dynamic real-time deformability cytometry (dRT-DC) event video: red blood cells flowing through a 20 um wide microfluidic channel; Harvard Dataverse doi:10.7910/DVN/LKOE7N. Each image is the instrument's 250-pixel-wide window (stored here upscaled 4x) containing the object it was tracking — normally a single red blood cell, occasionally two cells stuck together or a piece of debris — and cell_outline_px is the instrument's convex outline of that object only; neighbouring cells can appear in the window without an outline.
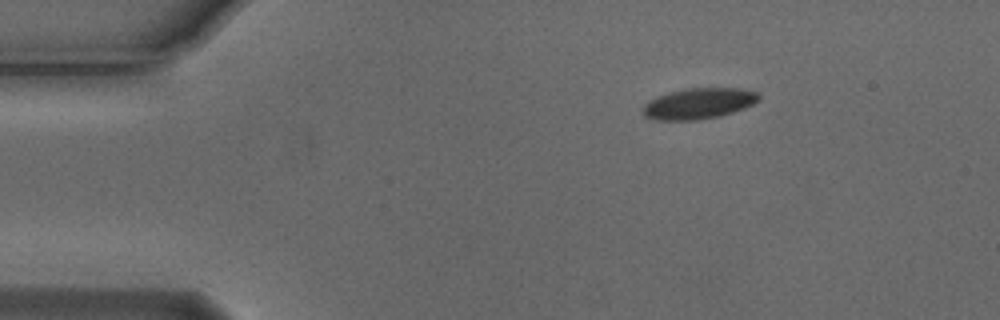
{"species": "Egyptian fruit bat (a non-hibernating species)", "species_latin": "Rousettus aegyptiacus", "temperature_condition": "cold", "stored_images_in_passage": 3, "camera_frame_rate_fps": 3000, "um_per_image_px": 0.085, "animal": {"sex": "male"}, "frame": {"image": 1, "passage_image": 1, "time_ms": 0.0, "image_size_px": [1000, 320], "cell_outline_px": [[760, 100], [744, 108], [732, 112], [716, 116], [696, 120], [656, 120], [644, 116], [644, 104], [648, 100], [656, 96], [668, 92], [688, 88], [736, 88], [756, 92], [760, 96]], "centroid_in_image_um": [59.36, 8.79], "position_along_channel_um": 25.6, "area_um2": 20.69}}